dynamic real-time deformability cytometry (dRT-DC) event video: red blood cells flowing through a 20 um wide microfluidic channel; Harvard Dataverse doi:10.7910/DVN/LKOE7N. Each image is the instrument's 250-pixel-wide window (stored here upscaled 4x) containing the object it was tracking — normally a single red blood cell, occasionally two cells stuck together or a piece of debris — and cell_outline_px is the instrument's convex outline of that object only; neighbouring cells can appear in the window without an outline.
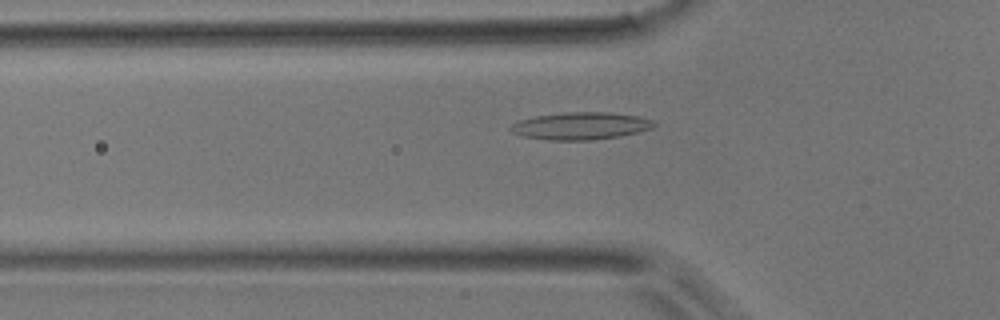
{"species": "common noctule bat (a hibernating species)", "species_latin": "Nyctalus noctula", "temperature_condition": "room temperature", "stored_images_in_passage": 49, "camera_frame_rate_fps": 3000, "um_per_image_px": 0.085, "animal": {"sex": "male", "body_mass_g": 17.9}, "frame": {"image": 1, "passage_image": 16, "time_ms": 5.0, "image_size_px": [1000, 320], "cell_outline_px": [[656, 124], [652, 128], [620, 136], [592, 140], [548, 140], [524, 136], [512, 132], [508, 128], [512, 124], [520, 120], [536, 116], [564, 112], [608, 112], [640, 116], [652, 120]], "centroid_in_image_um": [49.36, 10.7], "position_along_channel_um": 76.4, "area_um2": 22.77}}
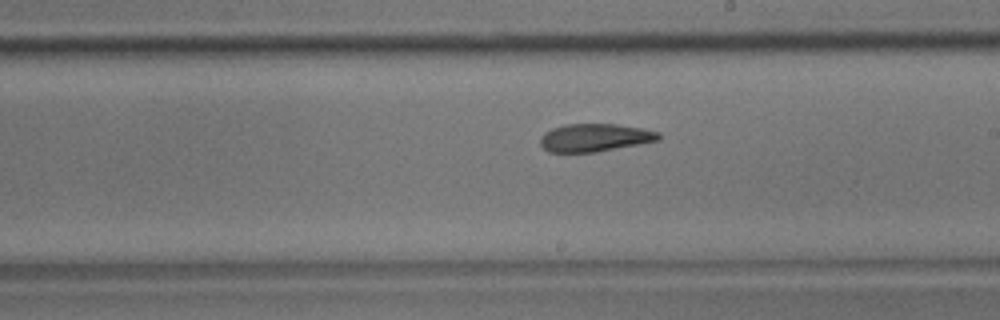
{"frame": {"image": 2, "passage_image": 28, "time_ms": 9.0, "image_size_px": [1000, 320], "cell_outline_px": [[660, 140], [640, 144], [596, 152], [548, 152], [540, 144], [540, 136], [544, 132], [552, 128], [564, 124], [616, 124], [644, 128], [660, 132]], "centroid_in_image_um": [50.56, 11.69], "position_along_channel_um": 238.4, "area_um2": 19.42}}
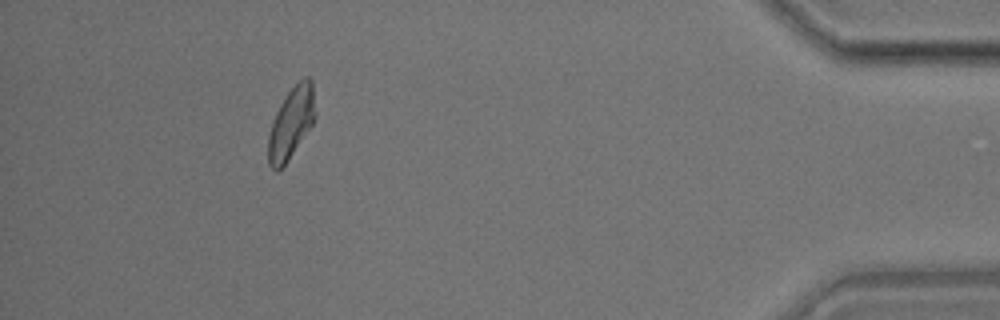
{"frame": {"image": 3, "passage_image": 45, "time_ms": 14.667, "image_size_px": [1000, 320], "cell_outline_px": [[316, 116], [312, 124], [288, 160], [276, 172], [268, 164], [268, 136], [272, 120], [284, 96], [304, 76], [308, 76], [312, 80], [316, 112]], "centroid_in_image_um": [24.75, 10.43], "position_along_channel_um": 410.5, "area_um2": 19.48}}